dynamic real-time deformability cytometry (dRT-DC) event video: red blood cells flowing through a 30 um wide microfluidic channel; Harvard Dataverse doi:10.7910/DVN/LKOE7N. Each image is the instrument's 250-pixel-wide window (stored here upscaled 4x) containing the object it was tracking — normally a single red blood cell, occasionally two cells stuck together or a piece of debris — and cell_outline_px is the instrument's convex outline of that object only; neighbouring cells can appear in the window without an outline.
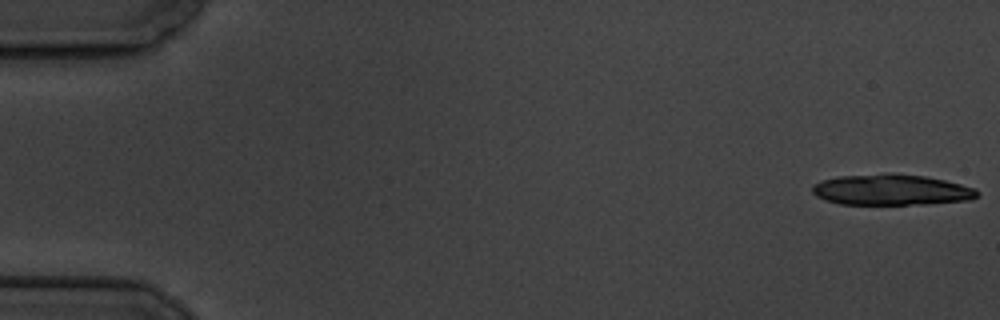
{"species": "common noctule bat (a hibernating species)", "species_latin": "Nyctalus noctula", "temperature_condition": "cold", "stored_images_in_passage": 17, "camera_frame_rate_fps": 3000, "um_per_image_px": 0.085, "animal": {"sex": "male", "body_mass_g": 19.5, "forearm_length_mm": 54.6}, "frame": {"image": 1, "passage_image": 1, "time_ms": 0.0, "image_size_px": [1000, 320], "cell_outline_px": [[980, 196], [968, 200], [928, 204], [840, 204], [824, 200], [816, 196], [812, 192], [812, 184], [820, 180], [840, 176], [884, 172], [892, 172], [924, 176], [944, 180], [976, 188], [980, 192]], "centroid_in_image_um": [75.75, 16.12], "position_along_channel_um": 9.2, "area_um2": 30.17}}